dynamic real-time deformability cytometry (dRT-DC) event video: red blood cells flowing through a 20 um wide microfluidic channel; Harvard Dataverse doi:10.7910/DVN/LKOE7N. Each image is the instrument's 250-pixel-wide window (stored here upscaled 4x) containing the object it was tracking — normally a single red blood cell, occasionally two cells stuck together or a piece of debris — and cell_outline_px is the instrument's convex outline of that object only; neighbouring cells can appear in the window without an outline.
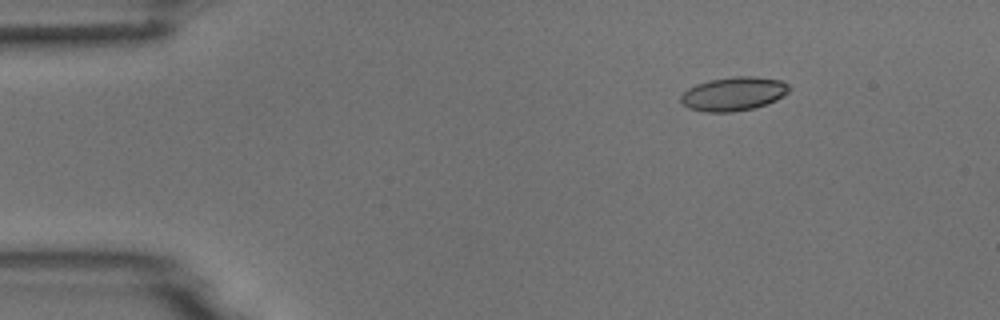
{"species": "common noctule bat (a hibernating species)", "species_latin": "Nyctalus noctula", "temperature_condition": "room temperature", "stored_images_in_passage": 7, "camera_frame_rate_fps": 3000, "um_per_image_px": 0.085, "animal": {"sex": "male", "body_mass_g": 18.8}, "frame": {"image": 1, "passage_image": 3, "time_ms": 2.333, "image_size_px": [1000, 320], "cell_outline_px": [[792, 88], [784, 96], [768, 104], [752, 108], [732, 112], [704, 112], [688, 108], [680, 104], [680, 96], [688, 88], [696, 84], [708, 80], [732, 76], [756, 76], [780, 80], [788, 84]], "centroid_in_image_um": [62.34, 7.97], "position_along_channel_um": 22.7, "area_um2": 21.68}}
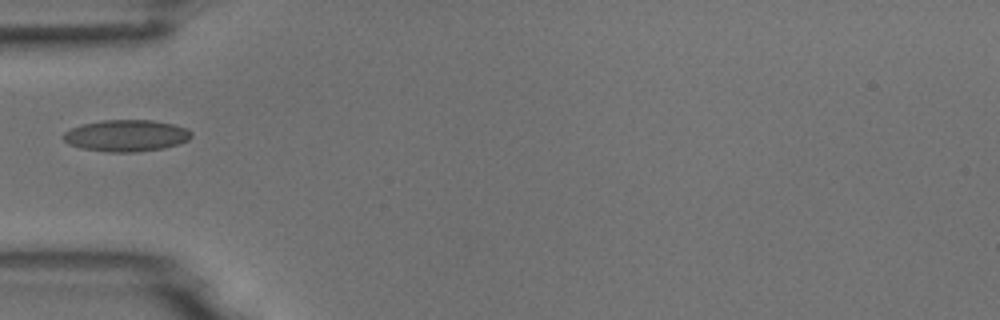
{"frame": {"image": 2, "passage_image": 6, "time_ms": 5.667, "image_size_px": [1000, 320], "cell_outline_px": [[192, 136], [188, 140], [164, 148], [136, 152], [108, 152], [80, 148], [68, 144], [60, 136], [64, 132], [72, 128], [84, 124], [104, 120], [152, 120], [172, 124], [188, 128], [192, 132]], "centroid_in_image_um": [10.72, 11.53], "position_along_channel_um": 74.3, "area_um2": 23.64}}